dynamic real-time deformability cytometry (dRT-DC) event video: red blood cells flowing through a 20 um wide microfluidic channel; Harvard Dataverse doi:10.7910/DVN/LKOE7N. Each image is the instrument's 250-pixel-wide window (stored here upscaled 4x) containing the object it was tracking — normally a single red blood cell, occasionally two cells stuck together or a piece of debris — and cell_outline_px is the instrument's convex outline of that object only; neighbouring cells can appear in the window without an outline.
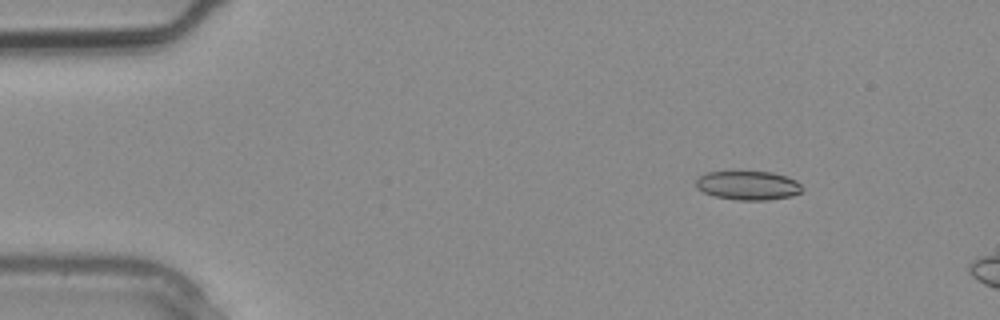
{"species": "common noctule bat (a hibernating species)", "species_latin": "Nyctalus noctula", "temperature_condition": "warm", "stored_images_in_passage": 2, "camera_frame_rate_fps": 3000, "um_per_image_px": 0.085, "animal": {"sex": "male", "body_mass_g": 20.4}, "frame": {"image": 1, "passage_image": 1, "time_ms": 0.0, "image_size_px": [1000, 320], "cell_outline_px": [[804, 188], [800, 192], [792, 196], [768, 200], [736, 200], [716, 196], [704, 192], [696, 188], [696, 180], [700, 176], [708, 172], [772, 172], [796, 180]], "centroid_in_image_um": [63.6, 15.77], "position_along_channel_um": 21.4, "area_um2": 17.8}}